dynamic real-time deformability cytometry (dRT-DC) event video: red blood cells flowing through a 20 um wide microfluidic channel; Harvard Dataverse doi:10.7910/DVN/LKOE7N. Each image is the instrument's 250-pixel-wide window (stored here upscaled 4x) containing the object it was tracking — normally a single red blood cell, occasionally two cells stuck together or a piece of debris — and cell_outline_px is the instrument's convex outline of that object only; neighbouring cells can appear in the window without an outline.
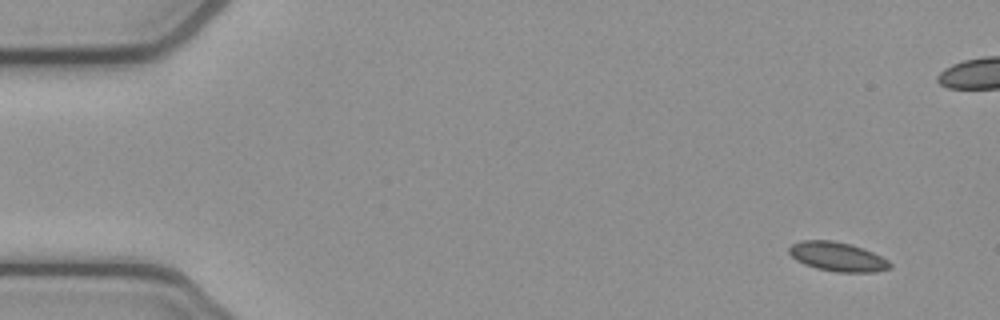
{"species": "common noctule bat (a hibernating species)", "species_latin": "Nyctalus noctula", "temperature_condition": "cold", "stored_images_in_passage": 5, "camera_frame_rate_fps": 3000, "um_per_image_px": 0.085, "animal": {"sex": "female", "body_mass_g": 21.9}, "frame": {"image": 1, "passage_image": 1, "time_ms": 0.0, "image_size_px": [1000, 320], "cell_outline_px": [[892, 268], [876, 272], [836, 272], [816, 268], [804, 264], [796, 260], [788, 252], [788, 248], [792, 244], [800, 240], [832, 240], [852, 244], [864, 248], [888, 260], [892, 264]], "centroid_in_image_um": [71.19, 21.81], "position_along_channel_um": 13.8, "area_um2": 17.34}}